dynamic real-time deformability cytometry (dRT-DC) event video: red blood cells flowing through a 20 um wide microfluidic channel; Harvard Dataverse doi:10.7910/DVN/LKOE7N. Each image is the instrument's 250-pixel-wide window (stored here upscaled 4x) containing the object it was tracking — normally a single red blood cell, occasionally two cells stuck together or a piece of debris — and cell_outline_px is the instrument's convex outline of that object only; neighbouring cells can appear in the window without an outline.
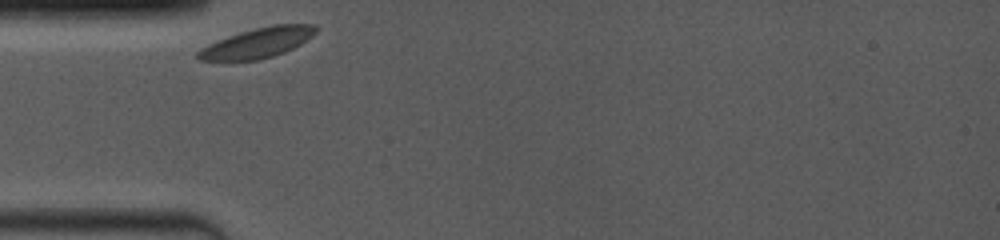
{"species": "common noctule bat (a hibernating species)", "species_latin": "Nyctalus noctula", "temperature_condition": "room temperature", "stored_images_in_passage": 5, "camera_frame_rate_fps": 4000, "um_per_image_px": 0.085, "animal": {"sex": "female", "body_mass_g": 19.0, "forearm_length_mm": 53.3}, "frame": {"image": 1, "passage_image": 1, "time_ms": 0.0, "image_size_px": [1000, 240], "cell_outline_px": [[320, 28], [312, 36], [300, 44], [284, 52], [272, 56], [256, 60], [232, 64], [200, 60], [196, 56], [196, 52], [200, 48], [208, 44], [228, 36], [240, 32], [272, 24], [312, 24]], "centroid_in_image_um": [21.81, 3.69], "position_along_channel_um": 63.2, "area_um2": 21.27}}
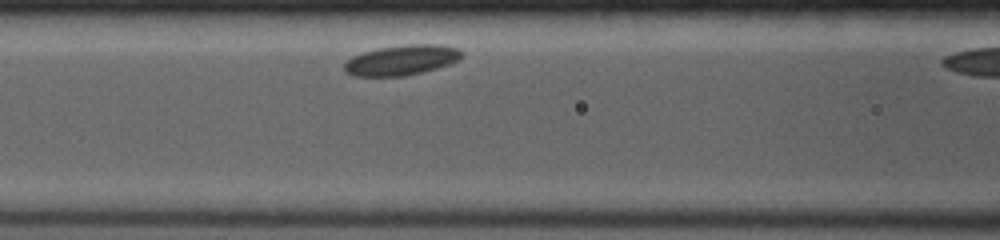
{"frame": {"image": 2, "passage_image": 4, "time_ms": 2.0, "image_size_px": [1000, 240], "cell_outline_px": [[464, 56], [460, 60], [436, 68], [404, 76], [352, 76], [344, 72], [344, 64], [352, 56], [364, 52], [380, 48], [404, 44], [440, 44], [456, 48], [464, 52]], "centroid_in_image_um": [34.15, 5.1], "position_along_channel_um": 132.5, "area_um2": 20.69}}